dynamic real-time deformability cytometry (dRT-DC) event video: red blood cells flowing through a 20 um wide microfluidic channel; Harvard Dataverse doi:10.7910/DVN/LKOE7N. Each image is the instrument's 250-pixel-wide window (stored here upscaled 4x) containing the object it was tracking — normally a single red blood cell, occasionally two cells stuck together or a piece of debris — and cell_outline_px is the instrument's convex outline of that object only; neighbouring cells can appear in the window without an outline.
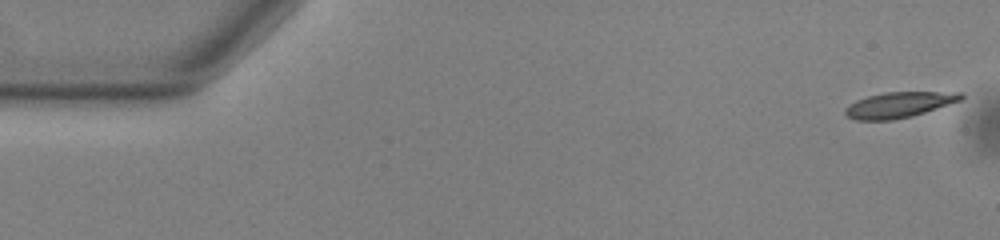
{"species": "common noctule bat (a hibernating species)", "species_latin": "Nyctalus noctula", "temperature_condition": "warm", "stored_images_in_passage": 54, "camera_frame_rate_fps": 3000, "um_per_image_px": 0.085, "animal": {"sex": "male", "body_mass_g": 13.0, "forearm_length_mm": 53.1}, "frame": {"image": 1, "passage_image": 1, "time_ms": 0.0, "image_size_px": [1000, 240], "cell_outline_px": [[964, 96], [960, 100], [912, 116], [892, 120], [856, 120], [848, 116], [844, 112], [844, 108], [848, 104], [856, 100], [868, 96], [884, 92], [964, 92]], "centroid_in_image_um": [76.38, 8.9], "position_along_channel_um": 8.6, "area_um2": 17.17}}
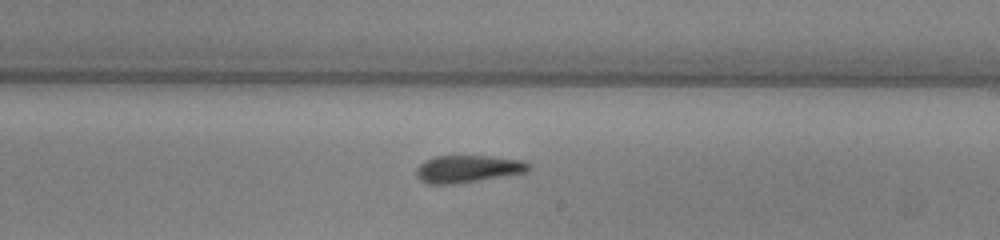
{"frame": {"image": 2, "passage_image": 31, "time_ms": 10.0, "image_size_px": [1000, 240], "cell_outline_px": [[532, 168], [528, 172], [452, 184], [428, 184], [420, 180], [416, 176], [416, 168], [424, 160], [436, 156], [488, 156], [520, 160], [532, 164]], "centroid_in_image_um": [39.76, 14.35], "position_along_channel_um": 249.2, "area_um2": 17.86}}
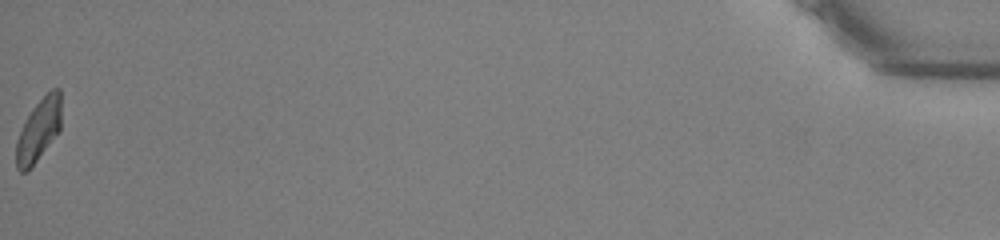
{"frame": {"image": 3, "passage_image": 54, "time_ms": 17.667, "image_size_px": [1000, 240], "cell_outline_px": [[60, 128], [36, 160], [24, 172], [20, 172], [16, 168], [16, 140], [32, 108], [52, 88], [60, 88]], "centroid_in_image_um": [3.27, 11.02], "position_along_channel_um": 431.9, "area_um2": 15.66}, "authors_computed_cell_mechanics": {"area_um2": 17.7157, "velocity_mm_per_s": 3.7796, "shape_relaxation_time_tau1_ms": 6.4985, "shape_relaxation_time_tau2_ms": 2.7602, "deformation_change_tau1": 0.1822, "deformation_change_tau2": 0.0984}}